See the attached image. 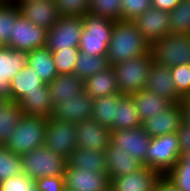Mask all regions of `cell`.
Segmentation results:
<instances>
[{"label": "cell", "mask_w": 190, "mask_h": 191, "mask_svg": "<svg viewBox=\"0 0 190 191\" xmlns=\"http://www.w3.org/2000/svg\"><path fill=\"white\" fill-rule=\"evenodd\" d=\"M150 52V44L133 21H116L106 58L110 66Z\"/></svg>", "instance_id": "cell-1"}, {"label": "cell", "mask_w": 190, "mask_h": 191, "mask_svg": "<svg viewBox=\"0 0 190 191\" xmlns=\"http://www.w3.org/2000/svg\"><path fill=\"white\" fill-rule=\"evenodd\" d=\"M47 124L48 118L23 115L5 146L19 156L43 146Z\"/></svg>", "instance_id": "cell-2"}, {"label": "cell", "mask_w": 190, "mask_h": 191, "mask_svg": "<svg viewBox=\"0 0 190 191\" xmlns=\"http://www.w3.org/2000/svg\"><path fill=\"white\" fill-rule=\"evenodd\" d=\"M82 22L79 50L91 56L106 57L115 21L86 13Z\"/></svg>", "instance_id": "cell-3"}, {"label": "cell", "mask_w": 190, "mask_h": 191, "mask_svg": "<svg viewBox=\"0 0 190 191\" xmlns=\"http://www.w3.org/2000/svg\"><path fill=\"white\" fill-rule=\"evenodd\" d=\"M153 63L154 60L149 52L113 65L120 93L131 95L145 89Z\"/></svg>", "instance_id": "cell-4"}, {"label": "cell", "mask_w": 190, "mask_h": 191, "mask_svg": "<svg viewBox=\"0 0 190 191\" xmlns=\"http://www.w3.org/2000/svg\"><path fill=\"white\" fill-rule=\"evenodd\" d=\"M22 173L37 180L41 177L63 176L67 160L44 145L21 156Z\"/></svg>", "instance_id": "cell-5"}, {"label": "cell", "mask_w": 190, "mask_h": 191, "mask_svg": "<svg viewBox=\"0 0 190 191\" xmlns=\"http://www.w3.org/2000/svg\"><path fill=\"white\" fill-rule=\"evenodd\" d=\"M150 53L159 65L190 64V35L168 33L150 44Z\"/></svg>", "instance_id": "cell-6"}, {"label": "cell", "mask_w": 190, "mask_h": 191, "mask_svg": "<svg viewBox=\"0 0 190 191\" xmlns=\"http://www.w3.org/2000/svg\"><path fill=\"white\" fill-rule=\"evenodd\" d=\"M181 157L177 133H170L151 139L146 154V167L165 175Z\"/></svg>", "instance_id": "cell-7"}, {"label": "cell", "mask_w": 190, "mask_h": 191, "mask_svg": "<svg viewBox=\"0 0 190 191\" xmlns=\"http://www.w3.org/2000/svg\"><path fill=\"white\" fill-rule=\"evenodd\" d=\"M76 124L48 118L44 146L52 152L68 160L72 152L78 147Z\"/></svg>", "instance_id": "cell-8"}, {"label": "cell", "mask_w": 190, "mask_h": 191, "mask_svg": "<svg viewBox=\"0 0 190 191\" xmlns=\"http://www.w3.org/2000/svg\"><path fill=\"white\" fill-rule=\"evenodd\" d=\"M82 31V16H61L57 23L47 31L46 47L50 52L79 48Z\"/></svg>", "instance_id": "cell-9"}, {"label": "cell", "mask_w": 190, "mask_h": 191, "mask_svg": "<svg viewBox=\"0 0 190 191\" xmlns=\"http://www.w3.org/2000/svg\"><path fill=\"white\" fill-rule=\"evenodd\" d=\"M47 30L34 25L22 15L14 23L9 47L16 50L32 51L46 47Z\"/></svg>", "instance_id": "cell-10"}, {"label": "cell", "mask_w": 190, "mask_h": 191, "mask_svg": "<svg viewBox=\"0 0 190 191\" xmlns=\"http://www.w3.org/2000/svg\"><path fill=\"white\" fill-rule=\"evenodd\" d=\"M27 51L0 46V100L11 101L10 82L26 66Z\"/></svg>", "instance_id": "cell-11"}, {"label": "cell", "mask_w": 190, "mask_h": 191, "mask_svg": "<svg viewBox=\"0 0 190 191\" xmlns=\"http://www.w3.org/2000/svg\"><path fill=\"white\" fill-rule=\"evenodd\" d=\"M112 142L124 152L146 166V154L151 141V136L142 126L133 129L114 130Z\"/></svg>", "instance_id": "cell-12"}, {"label": "cell", "mask_w": 190, "mask_h": 191, "mask_svg": "<svg viewBox=\"0 0 190 191\" xmlns=\"http://www.w3.org/2000/svg\"><path fill=\"white\" fill-rule=\"evenodd\" d=\"M64 176L65 191H106L110 188L108 173H98L89 169L66 167Z\"/></svg>", "instance_id": "cell-13"}, {"label": "cell", "mask_w": 190, "mask_h": 191, "mask_svg": "<svg viewBox=\"0 0 190 191\" xmlns=\"http://www.w3.org/2000/svg\"><path fill=\"white\" fill-rule=\"evenodd\" d=\"M77 127L78 147L105 152L112 143L110 128L93 119L75 123Z\"/></svg>", "instance_id": "cell-14"}, {"label": "cell", "mask_w": 190, "mask_h": 191, "mask_svg": "<svg viewBox=\"0 0 190 191\" xmlns=\"http://www.w3.org/2000/svg\"><path fill=\"white\" fill-rule=\"evenodd\" d=\"M20 14L34 25L49 31L61 17L54 0H27L17 2Z\"/></svg>", "instance_id": "cell-15"}, {"label": "cell", "mask_w": 190, "mask_h": 191, "mask_svg": "<svg viewBox=\"0 0 190 191\" xmlns=\"http://www.w3.org/2000/svg\"><path fill=\"white\" fill-rule=\"evenodd\" d=\"M94 99L86 91L79 93L76 99H63L53 107L51 117L73 123L90 119L93 113Z\"/></svg>", "instance_id": "cell-16"}, {"label": "cell", "mask_w": 190, "mask_h": 191, "mask_svg": "<svg viewBox=\"0 0 190 191\" xmlns=\"http://www.w3.org/2000/svg\"><path fill=\"white\" fill-rule=\"evenodd\" d=\"M183 123V104L173 103L167 110L144 121L142 127L151 138H154L165 134L177 133Z\"/></svg>", "instance_id": "cell-17"}, {"label": "cell", "mask_w": 190, "mask_h": 191, "mask_svg": "<svg viewBox=\"0 0 190 191\" xmlns=\"http://www.w3.org/2000/svg\"><path fill=\"white\" fill-rule=\"evenodd\" d=\"M137 30L151 44L170 33L169 12L150 7L133 20Z\"/></svg>", "instance_id": "cell-18"}, {"label": "cell", "mask_w": 190, "mask_h": 191, "mask_svg": "<svg viewBox=\"0 0 190 191\" xmlns=\"http://www.w3.org/2000/svg\"><path fill=\"white\" fill-rule=\"evenodd\" d=\"M162 174L143 166L140 170L110 179L112 191H153Z\"/></svg>", "instance_id": "cell-19"}, {"label": "cell", "mask_w": 190, "mask_h": 191, "mask_svg": "<svg viewBox=\"0 0 190 191\" xmlns=\"http://www.w3.org/2000/svg\"><path fill=\"white\" fill-rule=\"evenodd\" d=\"M146 90L159 94L161 97L170 100L172 103H182L184 100L175 87L172 80L170 67L153 63L148 74Z\"/></svg>", "instance_id": "cell-20"}, {"label": "cell", "mask_w": 190, "mask_h": 191, "mask_svg": "<svg viewBox=\"0 0 190 191\" xmlns=\"http://www.w3.org/2000/svg\"><path fill=\"white\" fill-rule=\"evenodd\" d=\"M109 178L123 176L140 170L144 165L117 147L113 142L105 151Z\"/></svg>", "instance_id": "cell-21"}, {"label": "cell", "mask_w": 190, "mask_h": 191, "mask_svg": "<svg viewBox=\"0 0 190 191\" xmlns=\"http://www.w3.org/2000/svg\"><path fill=\"white\" fill-rule=\"evenodd\" d=\"M52 106L63 99H76L77 95L85 90L84 81L73 74H59L49 84Z\"/></svg>", "instance_id": "cell-22"}, {"label": "cell", "mask_w": 190, "mask_h": 191, "mask_svg": "<svg viewBox=\"0 0 190 191\" xmlns=\"http://www.w3.org/2000/svg\"><path fill=\"white\" fill-rule=\"evenodd\" d=\"M11 101L19 103L30 93L43 92V82L30 66H26L10 82Z\"/></svg>", "instance_id": "cell-23"}, {"label": "cell", "mask_w": 190, "mask_h": 191, "mask_svg": "<svg viewBox=\"0 0 190 191\" xmlns=\"http://www.w3.org/2000/svg\"><path fill=\"white\" fill-rule=\"evenodd\" d=\"M141 123L151 117L167 110L173 103L161 97L159 94L152 93L146 89L131 94Z\"/></svg>", "instance_id": "cell-24"}, {"label": "cell", "mask_w": 190, "mask_h": 191, "mask_svg": "<svg viewBox=\"0 0 190 191\" xmlns=\"http://www.w3.org/2000/svg\"><path fill=\"white\" fill-rule=\"evenodd\" d=\"M27 65L39 76L43 84H49L58 73L52 52L47 47L36 48L27 54Z\"/></svg>", "instance_id": "cell-25"}, {"label": "cell", "mask_w": 190, "mask_h": 191, "mask_svg": "<svg viewBox=\"0 0 190 191\" xmlns=\"http://www.w3.org/2000/svg\"><path fill=\"white\" fill-rule=\"evenodd\" d=\"M84 88L93 99L120 93L112 66L84 80Z\"/></svg>", "instance_id": "cell-26"}, {"label": "cell", "mask_w": 190, "mask_h": 191, "mask_svg": "<svg viewBox=\"0 0 190 191\" xmlns=\"http://www.w3.org/2000/svg\"><path fill=\"white\" fill-rule=\"evenodd\" d=\"M67 167L89 169V172L107 173L106 155L103 151H94L77 147L69 159Z\"/></svg>", "instance_id": "cell-27"}, {"label": "cell", "mask_w": 190, "mask_h": 191, "mask_svg": "<svg viewBox=\"0 0 190 191\" xmlns=\"http://www.w3.org/2000/svg\"><path fill=\"white\" fill-rule=\"evenodd\" d=\"M20 107L25 116H42L49 118L53 111L52 99L47 84H43V92L30 93L20 102Z\"/></svg>", "instance_id": "cell-28"}, {"label": "cell", "mask_w": 190, "mask_h": 191, "mask_svg": "<svg viewBox=\"0 0 190 191\" xmlns=\"http://www.w3.org/2000/svg\"><path fill=\"white\" fill-rule=\"evenodd\" d=\"M22 116L19 103L0 100V145H6Z\"/></svg>", "instance_id": "cell-29"}, {"label": "cell", "mask_w": 190, "mask_h": 191, "mask_svg": "<svg viewBox=\"0 0 190 191\" xmlns=\"http://www.w3.org/2000/svg\"><path fill=\"white\" fill-rule=\"evenodd\" d=\"M142 126L137 108L131 95H123L118 102L116 119L111 131L133 129Z\"/></svg>", "instance_id": "cell-30"}, {"label": "cell", "mask_w": 190, "mask_h": 191, "mask_svg": "<svg viewBox=\"0 0 190 191\" xmlns=\"http://www.w3.org/2000/svg\"><path fill=\"white\" fill-rule=\"evenodd\" d=\"M123 94H111L94 98L93 113L91 119L99 124L111 128L116 119L119 99Z\"/></svg>", "instance_id": "cell-31"}, {"label": "cell", "mask_w": 190, "mask_h": 191, "mask_svg": "<svg viewBox=\"0 0 190 191\" xmlns=\"http://www.w3.org/2000/svg\"><path fill=\"white\" fill-rule=\"evenodd\" d=\"M109 67L110 64L106 57L91 56L80 51L75 63L74 74L84 81Z\"/></svg>", "instance_id": "cell-32"}, {"label": "cell", "mask_w": 190, "mask_h": 191, "mask_svg": "<svg viewBox=\"0 0 190 191\" xmlns=\"http://www.w3.org/2000/svg\"><path fill=\"white\" fill-rule=\"evenodd\" d=\"M17 3L0 4V46H9L15 20L20 16Z\"/></svg>", "instance_id": "cell-33"}, {"label": "cell", "mask_w": 190, "mask_h": 191, "mask_svg": "<svg viewBox=\"0 0 190 191\" xmlns=\"http://www.w3.org/2000/svg\"><path fill=\"white\" fill-rule=\"evenodd\" d=\"M170 33L190 35V0H181L169 12Z\"/></svg>", "instance_id": "cell-34"}, {"label": "cell", "mask_w": 190, "mask_h": 191, "mask_svg": "<svg viewBox=\"0 0 190 191\" xmlns=\"http://www.w3.org/2000/svg\"><path fill=\"white\" fill-rule=\"evenodd\" d=\"M22 174L21 156L0 145V182Z\"/></svg>", "instance_id": "cell-35"}, {"label": "cell", "mask_w": 190, "mask_h": 191, "mask_svg": "<svg viewBox=\"0 0 190 191\" xmlns=\"http://www.w3.org/2000/svg\"><path fill=\"white\" fill-rule=\"evenodd\" d=\"M122 0H91L89 13L110 19L112 21L122 20Z\"/></svg>", "instance_id": "cell-36"}, {"label": "cell", "mask_w": 190, "mask_h": 191, "mask_svg": "<svg viewBox=\"0 0 190 191\" xmlns=\"http://www.w3.org/2000/svg\"><path fill=\"white\" fill-rule=\"evenodd\" d=\"M165 176L169 178L180 191H190V163L184 162L179 158Z\"/></svg>", "instance_id": "cell-37"}, {"label": "cell", "mask_w": 190, "mask_h": 191, "mask_svg": "<svg viewBox=\"0 0 190 191\" xmlns=\"http://www.w3.org/2000/svg\"><path fill=\"white\" fill-rule=\"evenodd\" d=\"M79 48H67L52 52L56 70L59 74H73Z\"/></svg>", "instance_id": "cell-38"}, {"label": "cell", "mask_w": 190, "mask_h": 191, "mask_svg": "<svg viewBox=\"0 0 190 191\" xmlns=\"http://www.w3.org/2000/svg\"><path fill=\"white\" fill-rule=\"evenodd\" d=\"M60 16L81 17L89 13L91 0H54Z\"/></svg>", "instance_id": "cell-39"}, {"label": "cell", "mask_w": 190, "mask_h": 191, "mask_svg": "<svg viewBox=\"0 0 190 191\" xmlns=\"http://www.w3.org/2000/svg\"><path fill=\"white\" fill-rule=\"evenodd\" d=\"M172 80L175 82L177 93L183 98L190 94V64H180L170 67Z\"/></svg>", "instance_id": "cell-40"}, {"label": "cell", "mask_w": 190, "mask_h": 191, "mask_svg": "<svg viewBox=\"0 0 190 191\" xmlns=\"http://www.w3.org/2000/svg\"><path fill=\"white\" fill-rule=\"evenodd\" d=\"M0 191H38L36 182L26 174H19L0 182Z\"/></svg>", "instance_id": "cell-41"}, {"label": "cell", "mask_w": 190, "mask_h": 191, "mask_svg": "<svg viewBox=\"0 0 190 191\" xmlns=\"http://www.w3.org/2000/svg\"><path fill=\"white\" fill-rule=\"evenodd\" d=\"M151 6V0H122V21H133Z\"/></svg>", "instance_id": "cell-42"}, {"label": "cell", "mask_w": 190, "mask_h": 191, "mask_svg": "<svg viewBox=\"0 0 190 191\" xmlns=\"http://www.w3.org/2000/svg\"><path fill=\"white\" fill-rule=\"evenodd\" d=\"M35 182L38 191H65L64 176L41 177Z\"/></svg>", "instance_id": "cell-43"}, {"label": "cell", "mask_w": 190, "mask_h": 191, "mask_svg": "<svg viewBox=\"0 0 190 191\" xmlns=\"http://www.w3.org/2000/svg\"><path fill=\"white\" fill-rule=\"evenodd\" d=\"M181 153L190 149V126L185 122L180 126L177 131Z\"/></svg>", "instance_id": "cell-44"}, {"label": "cell", "mask_w": 190, "mask_h": 191, "mask_svg": "<svg viewBox=\"0 0 190 191\" xmlns=\"http://www.w3.org/2000/svg\"><path fill=\"white\" fill-rule=\"evenodd\" d=\"M181 0H151L152 7L160 9L162 11H172Z\"/></svg>", "instance_id": "cell-45"}, {"label": "cell", "mask_w": 190, "mask_h": 191, "mask_svg": "<svg viewBox=\"0 0 190 191\" xmlns=\"http://www.w3.org/2000/svg\"><path fill=\"white\" fill-rule=\"evenodd\" d=\"M153 191H180L165 175H162Z\"/></svg>", "instance_id": "cell-46"}, {"label": "cell", "mask_w": 190, "mask_h": 191, "mask_svg": "<svg viewBox=\"0 0 190 191\" xmlns=\"http://www.w3.org/2000/svg\"><path fill=\"white\" fill-rule=\"evenodd\" d=\"M183 109H184V122L190 126V103L184 99L182 101Z\"/></svg>", "instance_id": "cell-47"}, {"label": "cell", "mask_w": 190, "mask_h": 191, "mask_svg": "<svg viewBox=\"0 0 190 191\" xmlns=\"http://www.w3.org/2000/svg\"><path fill=\"white\" fill-rule=\"evenodd\" d=\"M184 162L190 163V149L181 153L180 157Z\"/></svg>", "instance_id": "cell-48"}, {"label": "cell", "mask_w": 190, "mask_h": 191, "mask_svg": "<svg viewBox=\"0 0 190 191\" xmlns=\"http://www.w3.org/2000/svg\"><path fill=\"white\" fill-rule=\"evenodd\" d=\"M11 1H13V0H0V4H2V3H8V2H11Z\"/></svg>", "instance_id": "cell-49"}, {"label": "cell", "mask_w": 190, "mask_h": 191, "mask_svg": "<svg viewBox=\"0 0 190 191\" xmlns=\"http://www.w3.org/2000/svg\"><path fill=\"white\" fill-rule=\"evenodd\" d=\"M186 100L190 103V94L186 97Z\"/></svg>", "instance_id": "cell-50"}, {"label": "cell", "mask_w": 190, "mask_h": 191, "mask_svg": "<svg viewBox=\"0 0 190 191\" xmlns=\"http://www.w3.org/2000/svg\"><path fill=\"white\" fill-rule=\"evenodd\" d=\"M19 1H27V0H13V2L17 3Z\"/></svg>", "instance_id": "cell-51"}]
</instances>
